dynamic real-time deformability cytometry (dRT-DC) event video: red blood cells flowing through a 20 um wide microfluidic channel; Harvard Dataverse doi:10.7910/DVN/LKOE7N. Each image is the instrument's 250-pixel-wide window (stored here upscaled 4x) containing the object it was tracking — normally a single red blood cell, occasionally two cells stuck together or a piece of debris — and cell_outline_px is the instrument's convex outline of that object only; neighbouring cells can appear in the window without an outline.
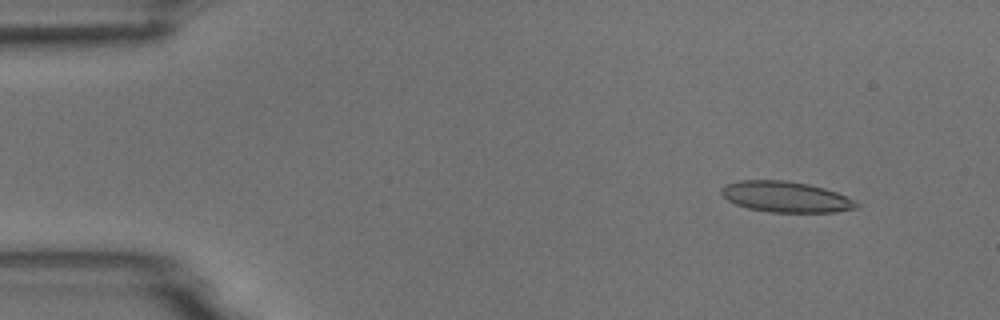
{"species": "common noctule bat (a hibernating species)", "species_latin": "Nyctalus noctula", "temperature_condition": "room temperature", "stored_images_in_passage": 5, "camera_frame_rate_fps": 3000, "um_per_image_px": 0.085, "animal": {"sex": "male", "body_mass_g": 18.8}, "frame": {"image": 1, "passage_image": 2, "time_ms": 1.333, "image_size_px": [1000, 320], "cell_outline_px": [[860, 204], [856, 208], [836, 212], [768, 212], [748, 208], [736, 204], [728, 200], [720, 192], [720, 188], [724, 184], [740, 180], [784, 180], [808, 184], [824, 188], [836, 192], [856, 200]], "centroid_in_image_um": [66.79, 16.73], "position_along_channel_um": 18.2, "area_um2": 24.33}}